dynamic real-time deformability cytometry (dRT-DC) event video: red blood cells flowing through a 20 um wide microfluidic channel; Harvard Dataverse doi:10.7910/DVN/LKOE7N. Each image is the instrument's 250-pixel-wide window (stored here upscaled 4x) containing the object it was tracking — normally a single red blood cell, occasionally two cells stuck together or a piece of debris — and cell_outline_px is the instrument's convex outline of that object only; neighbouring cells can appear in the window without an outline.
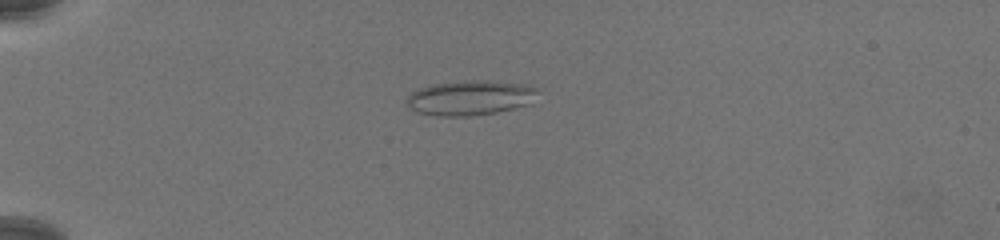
{"species": "common noctule bat (a hibernating species)", "species_latin": "Nyctalus noctula", "temperature_condition": "warm", "stored_images_in_passage": 79, "camera_frame_rate_fps": 3000, "um_per_image_px": 0.085, "animal": {"sex": "female", "body_mass_g": 19.5, "forearm_length_mm": 54.1}, "frame": {"image": 1, "passage_image": 24, "time_ms": 7.667, "image_size_px": [1000, 240], "cell_outline_px": [[536, 88], [532, 104], [496, 112], [468, 116], [440, 116], [416, 112], [404, 100], [412, 92], [420, 88], [432, 84], [464, 80], [488, 80], [524, 84]], "centroid_in_image_um": [39.95, 8.31], "position_along_channel_um": 45.1, "area_um2": 26.53}}
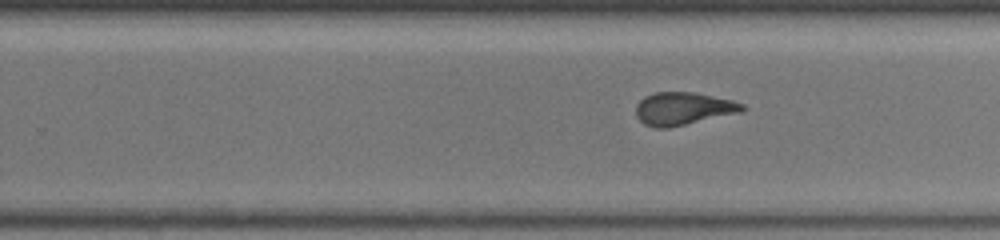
{"frame": {"image": 2, "passage_image": 53, "time_ms": 17.333, "image_size_px": [1000, 240], "cell_outline_px": [[744, 108], [740, 112], [668, 128], [652, 128], [644, 124], [636, 116], [636, 104], [644, 96], [656, 92], [692, 92], [732, 100], [744, 104]], "centroid_in_image_um": [58.01, 9.23], "position_along_channel_um": 271.8, "area_um2": 20.17}}
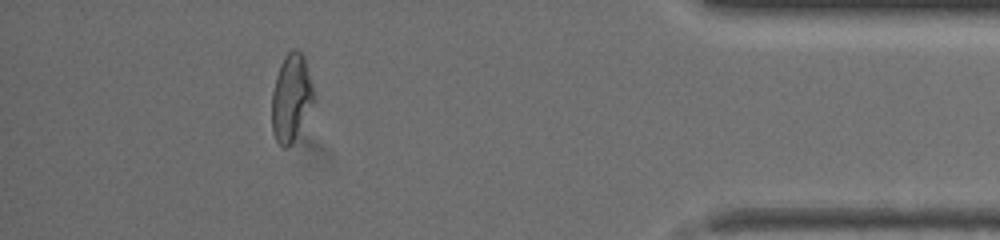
{"frame": {"image": 3, "passage_image": 72, "time_ms": 23.667, "image_size_px": [1000, 240], "cell_outline_px": [[316, 96], [292, 144], [288, 148], [284, 148], [276, 140], [272, 132], [272, 92], [276, 76], [280, 64], [284, 56], [292, 48], [296, 48], [304, 56]], "centroid_in_image_um": [24.75, 8.29], "position_along_channel_um": 410.5, "area_um2": 21.39}}